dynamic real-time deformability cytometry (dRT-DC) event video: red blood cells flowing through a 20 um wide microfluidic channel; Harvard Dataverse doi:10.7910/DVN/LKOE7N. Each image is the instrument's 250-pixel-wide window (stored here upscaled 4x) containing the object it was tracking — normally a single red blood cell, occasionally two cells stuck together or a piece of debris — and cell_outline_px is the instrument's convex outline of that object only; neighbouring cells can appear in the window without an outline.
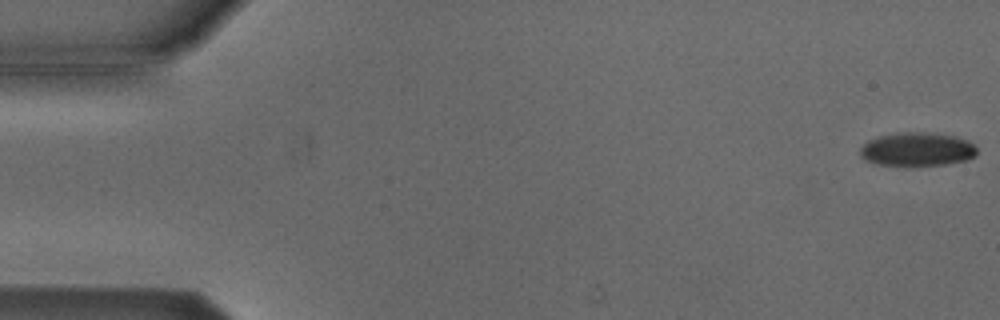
{"species": "Egyptian fruit bat (a non-hibernating species)", "species_latin": "Rousettus aegyptiacus", "temperature_condition": "cold", "stored_images_in_passage": 54, "camera_frame_rate_fps": 3000, "um_per_image_px": 0.085, "animal": {"sex": "male"}, "frame": {"image": 1, "passage_image": 1, "time_ms": 0.0, "image_size_px": [1000, 320], "cell_outline_px": [[976, 156], [964, 160], [944, 164], [876, 164], [864, 160], [860, 156], [860, 148], [868, 140], [876, 136], [896, 132], [936, 132], [956, 136], [968, 140], [976, 148]], "centroid_in_image_um": [77.93, 12.65], "position_along_channel_um": 7.1, "area_um2": 22.83}}
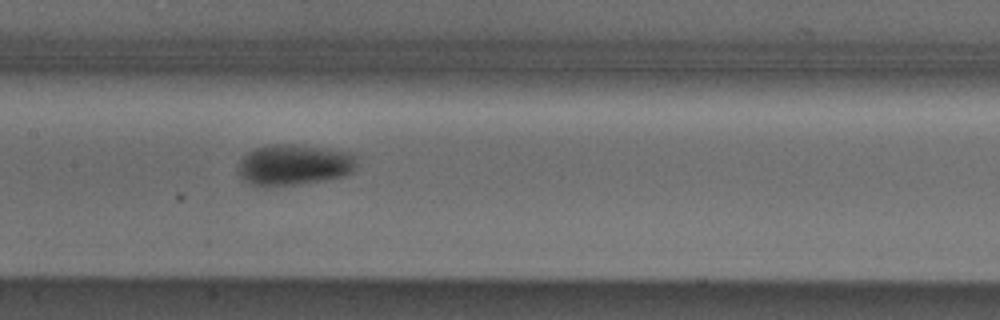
{"frame": {"image": 2, "passage_image": 26, "time_ms": 8.333, "image_size_px": [1000, 320], "cell_outline_px": [[356, 160], [352, 172], [344, 176], [296, 184], [264, 188], [248, 184], [236, 172], [236, 168], [240, 160], [248, 152], [256, 148], [272, 144], [296, 144], [352, 152], [356, 156]], "centroid_in_image_um": [24.93, 14.02], "position_along_channel_um": 182.5, "area_um2": 28.61}}
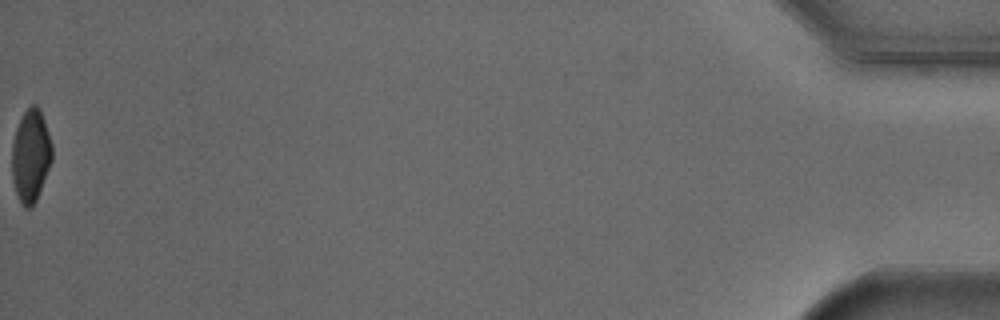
{"frame": {"image": 3, "passage_image": 54, "time_ms": 17.667, "image_size_px": [1000, 320], "cell_outline_px": [[52, 160], [36, 200], [32, 208], [24, 208], [20, 204], [12, 180], [12, 144], [16, 128], [24, 112], [32, 104], [36, 104], [40, 108], [52, 144]], "centroid_in_image_um": [2.6, 13.25], "position_along_channel_um": 432.6, "area_um2": 21.68}, "authors_computed_cell_mechanics": {"area_um2": 25.1141, "velocity_mm_per_s": 3.8331, "shape_relaxation_time_tau1_ms": 3.2546, "shape_relaxation_time_tau2_ms": null, "deformation_change_tau1": 0.096, "deformation_change_tau2": null}}